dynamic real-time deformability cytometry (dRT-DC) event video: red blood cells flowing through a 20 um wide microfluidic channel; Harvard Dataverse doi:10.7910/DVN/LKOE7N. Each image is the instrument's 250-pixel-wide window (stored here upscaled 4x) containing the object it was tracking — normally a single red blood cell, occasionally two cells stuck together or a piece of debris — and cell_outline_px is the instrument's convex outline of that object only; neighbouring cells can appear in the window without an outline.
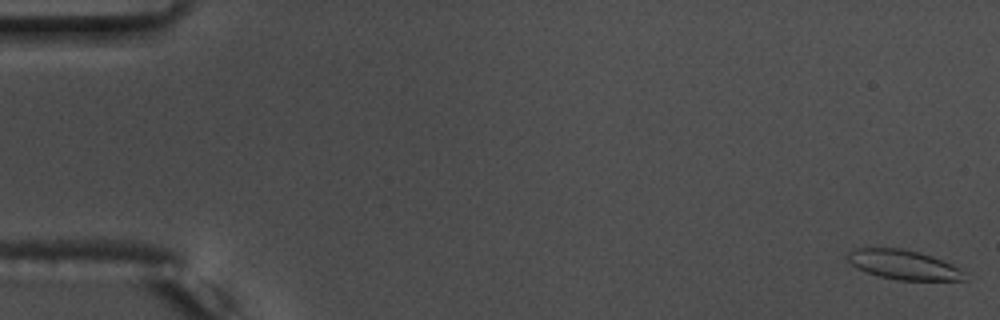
{"species": "common noctule bat (a hibernating species)", "species_latin": "Nyctalus noctula", "temperature_condition": "warm", "stored_images_in_passage": 58, "camera_frame_rate_fps": 3000, "um_per_image_px": 0.085, "animal": {"sex": "male", "body_mass_g": 17.5, "forearm_length_mm": 52.3}, "frame": {"image": 1, "passage_image": 2, "time_ms": 0.333, "image_size_px": [1000, 320], "cell_outline_px": [[968, 280], [900, 280], [880, 276], [868, 272], [852, 264], [844, 256], [848, 252], [860, 248], [900, 248], [916, 252], [940, 260], [956, 268]], "centroid_in_image_um": [76.72, 22.5], "position_along_channel_um": 8.3, "area_um2": 19.25}}
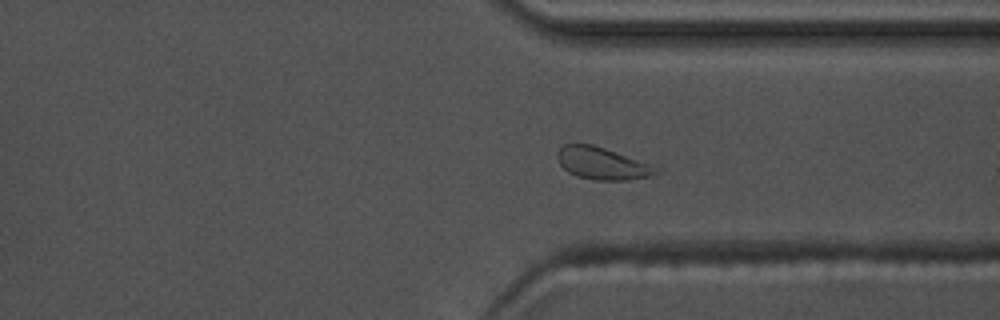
{"frame": {"image": 2, "passage_image": 44, "time_ms": 14.333, "image_size_px": [1000, 320], "cell_outline_px": [[656, 172], [652, 176], [628, 180], [596, 180], [576, 176], [568, 172], [560, 164], [556, 156], [560, 148], [564, 144], [592, 144], [604, 148], [636, 160], [652, 168]], "centroid_in_image_um": [51.05, 13.9], "position_along_channel_um": 360.3, "area_um2": 17.74}}
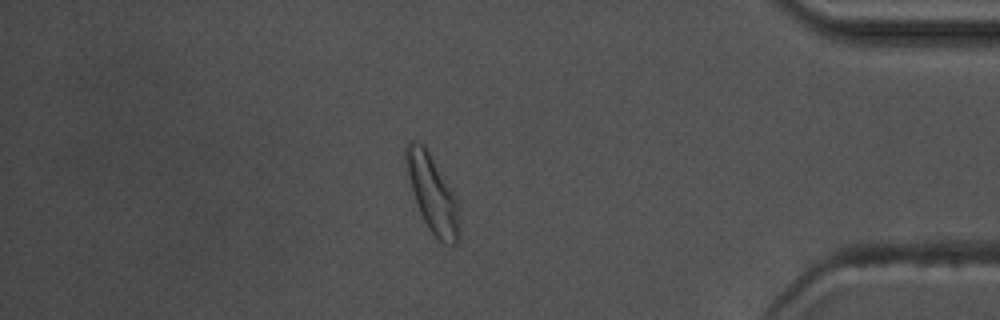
{"frame": {"image": 3, "passage_image": 50, "time_ms": 16.333, "image_size_px": [1000, 320], "cell_outline_px": [[456, 244], [444, 244], [428, 228], [416, 204], [404, 164], [404, 148], [408, 140], [412, 140], [420, 144], [428, 152], [456, 200]], "centroid_in_image_um": [36.64, 16.39], "position_along_channel_um": 398.6, "area_um2": 22.54}, "authors_computed_cell_mechanics": {"area_um2": 19.4786, "velocity_mm_per_s": 3.6589, "shape_relaxation_time_tau1_ms": 7.572, "shape_relaxation_time_tau2_ms": 1.053, "deformation_change_tau1": 0.1921, "deformation_change_tau2": 0.0724}}